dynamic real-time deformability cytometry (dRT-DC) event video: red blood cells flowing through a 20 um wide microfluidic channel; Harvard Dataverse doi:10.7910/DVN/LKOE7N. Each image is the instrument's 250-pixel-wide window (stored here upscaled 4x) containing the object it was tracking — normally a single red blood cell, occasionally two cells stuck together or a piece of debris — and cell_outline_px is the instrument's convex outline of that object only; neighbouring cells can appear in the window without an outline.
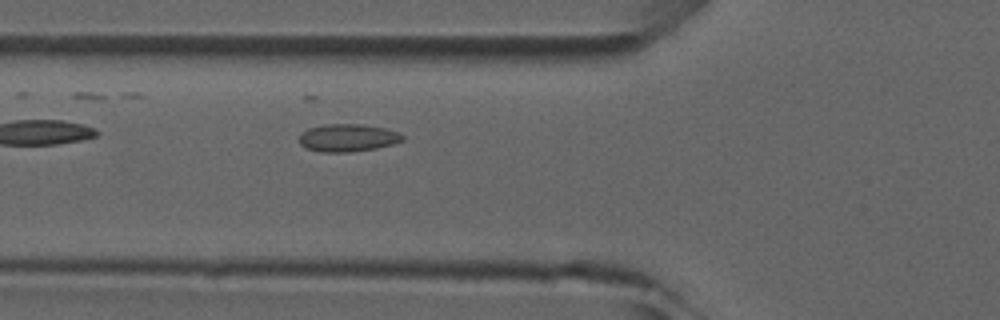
{"species": "common noctule bat (a hibernating species)", "species_latin": "Nyctalus noctula", "temperature_condition": "room temperature", "stored_images_in_passage": 5, "camera_frame_rate_fps": 3000, "um_per_image_px": 0.085, "animal": {"sex": "male", "forearm_length_mm": 52.5}, "frame": {"image": 1, "passage_image": 5, "time_ms": 4.667, "image_size_px": [1000, 320], "cell_outline_px": [[404, 140], [392, 144], [376, 148], [348, 152], [320, 152], [304, 148], [300, 144], [300, 136], [308, 128], [324, 124], [360, 124], [384, 128], [396, 132], [404, 136]], "centroid_in_image_um": [29.53, 11.72], "position_along_channel_um": 96.3, "area_um2": 16.53}}